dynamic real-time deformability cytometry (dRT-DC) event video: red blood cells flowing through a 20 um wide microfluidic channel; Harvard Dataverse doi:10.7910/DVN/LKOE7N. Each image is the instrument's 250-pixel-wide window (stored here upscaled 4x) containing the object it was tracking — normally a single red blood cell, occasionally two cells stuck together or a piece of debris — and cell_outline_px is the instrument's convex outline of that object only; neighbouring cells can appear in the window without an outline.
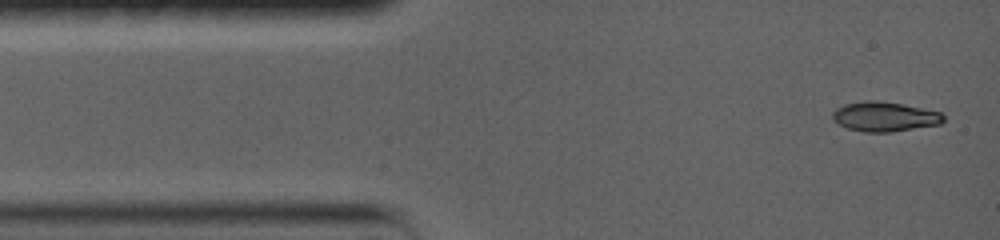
{"species": "common noctule bat (a hibernating species)", "species_latin": "Nyctalus noctula", "temperature_condition": "warm", "stored_images_in_passage": 5, "camera_frame_rate_fps": 5000, "um_per_image_px": 0.085, "animal": {"sex": "female", "body_mass_g": 19.0, "forearm_length_mm": 56.7}, "frame": {"image": 1, "passage_image": 1, "time_ms": 0.0, "image_size_px": [1000, 240], "cell_outline_px": [[944, 120], [940, 124], [892, 132], [864, 132], [848, 128], [832, 120], [832, 112], [836, 108], [844, 104], [868, 100], [876, 100], [904, 104], [940, 112], [944, 116]], "centroid_in_image_um": [75.18, 9.91], "position_along_channel_um": 9.8, "area_um2": 19.19}}